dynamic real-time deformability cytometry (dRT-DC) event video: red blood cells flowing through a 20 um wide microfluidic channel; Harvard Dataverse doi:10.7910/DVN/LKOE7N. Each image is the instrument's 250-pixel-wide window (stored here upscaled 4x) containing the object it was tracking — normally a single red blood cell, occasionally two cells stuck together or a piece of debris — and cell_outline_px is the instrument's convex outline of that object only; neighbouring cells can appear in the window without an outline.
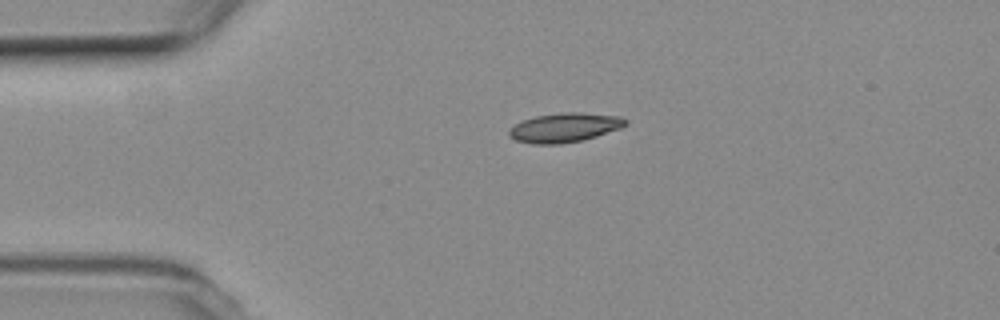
{"species": "common noctule bat (a hibernating species)", "species_latin": "Nyctalus noctula", "temperature_condition": "room temperature", "stored_images_in_passage": 43, "camera_frame_rate_fps": 3000, "um_per_image_px": 0.085, "animal": {"sex": "female", "body_mass_g": 19.3, "forearm_length_mm": 54.1}, "frame": {"image": 1, "passage_image": 1, "time_ms": 0.0, "image_size_px": [1000, 320], "cell_outline_px": [[628, 124], [620, 128], [584, 140], [560, 144], [532, 144], [516, 140], [508, 136], [508, 132], [516, 124], [524, 120], [536, 116], [560, 112], [580, 112], [620, 116], [628, 120]], "centroid_in_image_um": [48.01, 10.84], "position_along_channel_um": 37.0, "area_um2": 19.88}}
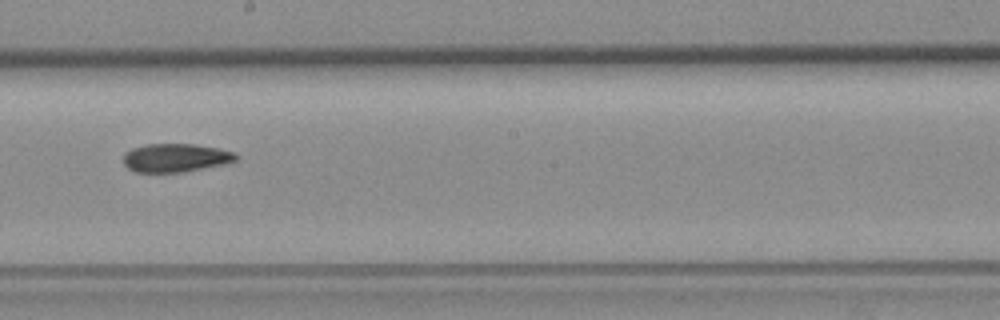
{"frame": {"image": 2, "passage_image": 19, "time_ms": 6.0, "image_size_px": [1000, 320], "cell_outline_px": [[236, 160], [220, 164], [180, 172], [136, 172], [128, 168], [124, 164], [124, 152], [132, 148], [148, 144], [196, 144], [220, 148], [236, 152]], "centroid_in_image_um": [14.89, 13.39], "position_along_channel_um": 233.3, "area_um2": 18.44}}
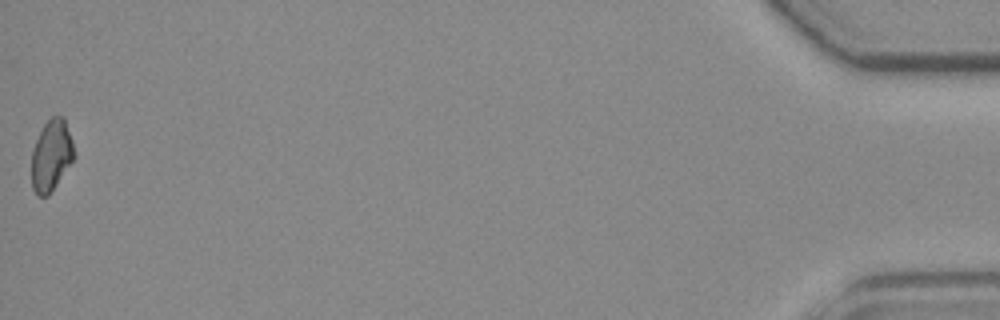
{"frame": {"image": 3, "passage_image": 43, "time_ms": 14.0, "image_size_px": [1000, 320], "cell_outline_px": [[76, 156], [48, 196], [36, 196], [32, 188], [32, 152], [36, 140], [44, 124], [52, 116], [64, 116], [72, 140]], "centroid_in_image_um": [4.37, 13.22], "position_along_channel_um": 430.8, "area_um2": 17.63}}